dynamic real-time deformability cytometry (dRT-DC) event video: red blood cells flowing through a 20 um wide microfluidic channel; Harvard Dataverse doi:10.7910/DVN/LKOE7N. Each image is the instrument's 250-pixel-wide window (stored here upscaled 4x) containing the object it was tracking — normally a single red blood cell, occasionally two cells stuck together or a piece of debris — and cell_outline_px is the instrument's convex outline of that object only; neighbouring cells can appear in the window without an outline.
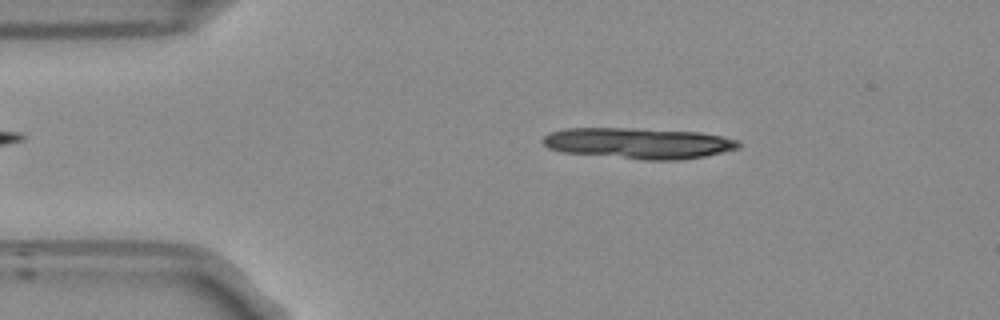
{"species": "Egyptian fruit bat (a non-hibernating species)", "species_latin": "Rousettus aegyptiacus", "temperature_condition": "room temperature", "stored_images_in_passage": 13, "camera_frame_rate_fps": 3000, "um_per_image_px": 0.085, "frame": {"image": 1, "passage_image": 4, "time_ms": 1.0, "image_size_px": [1000, 320], "cell_outline_px": [[740, 148], [724, 152], [704, 156], [680, 160], [644, 160], [564, 152], [548, 148], [540, 140], [548, 132], [568, 128], [628, 128], [700, 132], [720, 136], [736, 140], [740, 144]], "centroid_in_image_um": [54.25, 12.17], "position_along_channel_um": 30.8, "area_um2": 35.26}}
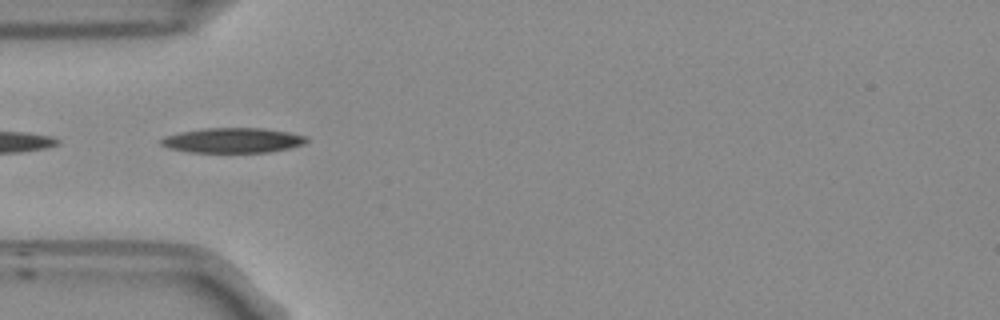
{"frame": {"image": 2, "passage_image": 11, "time_ms": 3.333, "image_size_px": [1000, 320], "cell_outline_px": [[308, 140], [304, 144], [288, 148], [268, 152], [188, 152], [172, 148], [160, 144], [160, 140], [164, 136], [180, 132], [204, 128], [264, 128], [288, 132], [308, 136]], "centroid_in_image_um": [19.8, 11.92], "position_along_channel_um": 65.2, "area_um2": 21.1}}